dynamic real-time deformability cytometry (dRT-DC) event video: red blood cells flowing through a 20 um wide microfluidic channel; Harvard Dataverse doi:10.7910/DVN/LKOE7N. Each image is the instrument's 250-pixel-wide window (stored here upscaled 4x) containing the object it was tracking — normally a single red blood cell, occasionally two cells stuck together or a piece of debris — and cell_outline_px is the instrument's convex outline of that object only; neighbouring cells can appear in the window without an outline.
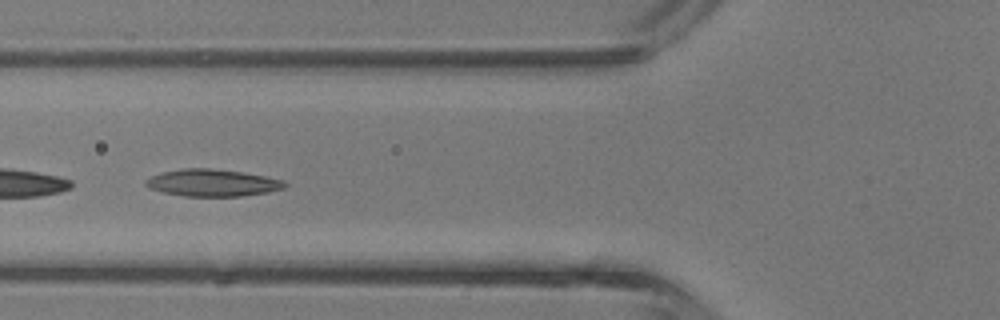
{"species": "common noctule bat (a hibernating species)", "species_latin": "Nyctalus noctula", "temperature_condition": "room temperature", "stored_images_in_passage": 28, "camera_frame_rate_fps": 3000, "um_per_image_px": 0.085, "animal": {"sex": "male", "body_mass_g": 13.3}, "frame": {"image": 1, "passage_image": 6, "time_ms": 1.667, "image_size_px": [1000, 320], "cell_outline_px": [[288, 184], [284, 188], [268, 192], [240, 196], [184, 196], [160, 192], [148, 188], [144, 184], [144, 180], [152, 176], [164, 172], [184, 168], [208, 168], [244, 172], [284, 180]], "centroid_in_image_um": [18.04, 15.54], "position_along_channel_um": 107.8, "area_um2": 21.96}}
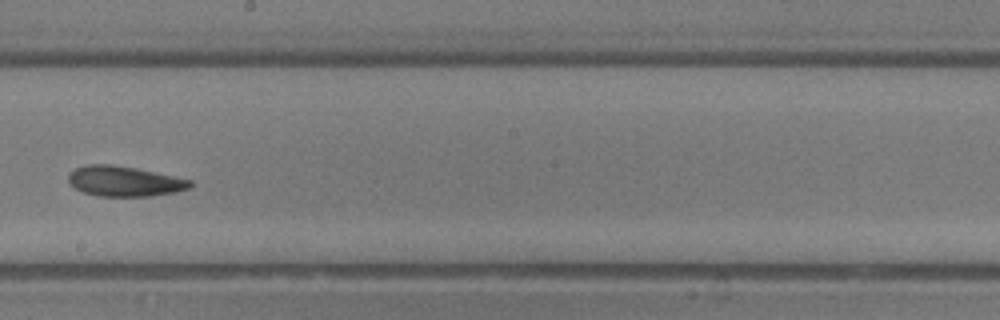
{"frame": {"image": 2, "passage_image": 14, "time_ms": 4.333, "image_size_px": [1000, 320], "cell_outline_px": [[192, 184], [188, 188], [176, 192], [152, 196], [100, 196], [84, 192], [76, 188], [68, 180], [68, 172], [76, 168], [88, 164], [112, 164], [136, 168], [192, 180]], "centroid_in_image_um": [10.57, 15.4], "position_along_channel_um": 237.6, "area_um2": 21.33}}
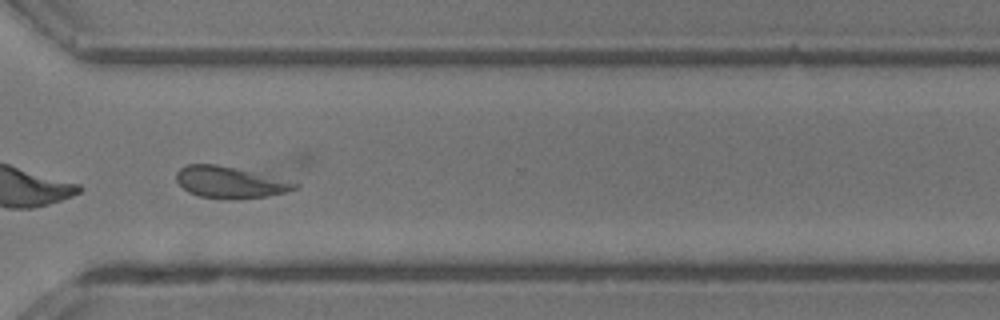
{"frame": {"image": 3, "passage_image": 21, "time_ms": 6.667, "image_size_px": [1000, 320], "cell_outline_px": [[300, 184], [296, 188], [284, 192], [268, 196], [236, 200], [232, 200], [200, 196], [188, 192], [176, 180], [176, 172], [180, 168], [188, 164], [216, 164], [236, 168]], "centroid_in_image_um": [19.49, 15.51], "position_along_channel_um": 351.1, "area_um2": 21.5}, "authors_computed_cell_mechanics": {"area_um2": 21.2704, "velocity_mm_per_s": 4.8691, "shape_relaxation_time_tau1_ms": 2.8029, "shape_relaxation_time_tau2_ms": 4.3415, "deformation_change_tau1": 0.128, "deformation_change_tau2": 0.1262}}